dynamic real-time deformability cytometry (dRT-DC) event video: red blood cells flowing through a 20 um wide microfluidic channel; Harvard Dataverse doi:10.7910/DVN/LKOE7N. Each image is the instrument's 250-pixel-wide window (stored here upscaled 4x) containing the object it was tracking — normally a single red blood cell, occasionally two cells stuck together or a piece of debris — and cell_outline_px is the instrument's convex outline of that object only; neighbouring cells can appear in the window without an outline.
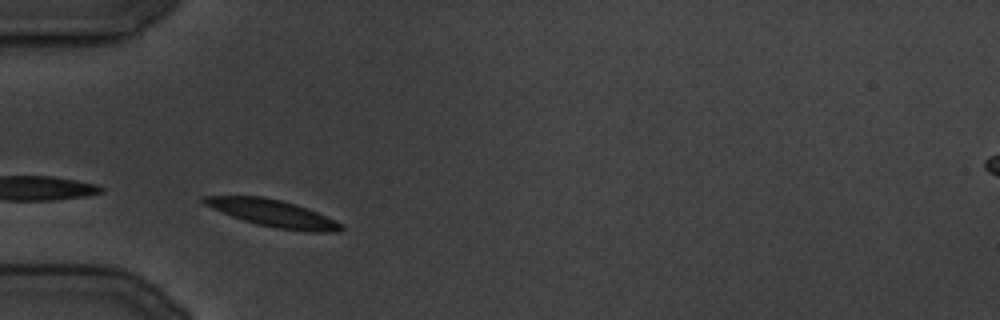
{"species": "common noctule bat (a hibernating species)", "species_latin": "Nyctalus noctula", "temperature_condition": "cold", "stored_images_in_passage": 78, "camera_frame_rate_fps": 3000, "um_per_image_px": 0.085, "animal": {"sex": "male", "body_mass_g": 19.5, "forearm_length_mm": 54.6}, "frame": {"image": 1, "passage_image": 3, "time_ms": 0.667, "image_size_px": [1000, 320], "cell_outline_px": [[344, 228], [340, 232], [308, 232], [276, 228], [256, 224], [232, 216], [212, 208], [204, 204], [200, 200], [204, 196], [260, 196], [280, 200], [296, 204], [308, 208], [336, 220], [344, 224]], "centroid_in_image_um": [23.26, 18.14], "position_along_channel_um": 61.7, "area_um2": 21.68}}
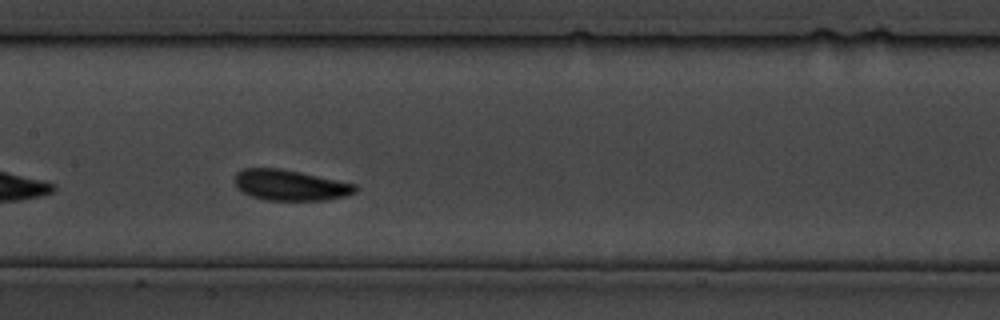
{"frame": {"image": 2, "passage_image": 27, "time_ms": 8.667, "image_size_px": [1000, 320], "cell_outline_px": [[356, 192], [344, 196], [324, 200], [264, 200], [240, 192], [236, 188], [232, 180], [236, 172], [244, 168], [280, 168], [300, 172], [356, 184]], "centroid_in_image_um": [24.58, 15.73], "position_along_channel_um": 182.8, "area_um2": 21.73}}
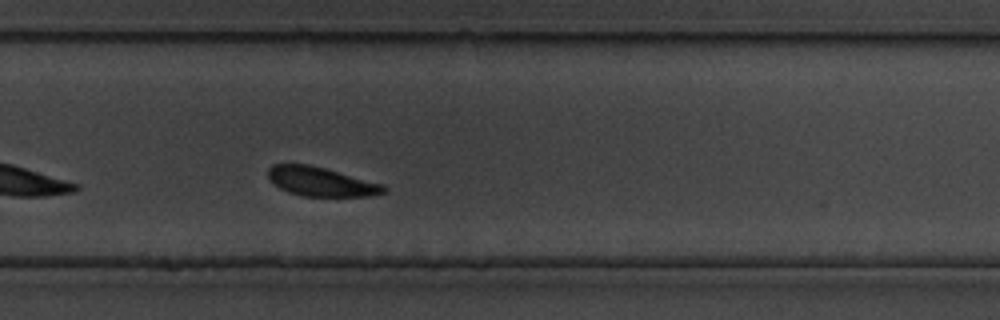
{"frame": {"image": 3, "passage_image": 50, "time_ms": 16.333, "image_size_px": [1000, 320], "cell_outline_px": [[388, 192], [372, 196], [300, 196], [288, 192], [272, 184], [268, 176], [268, 168], [272, 164], [308, 164], [324, 168], [384, 184], [388, 188]], "centroid_in_image_um": [27.3, 15.45], "position_along_channel_um": 302.5, "area_um2": 19.83}}